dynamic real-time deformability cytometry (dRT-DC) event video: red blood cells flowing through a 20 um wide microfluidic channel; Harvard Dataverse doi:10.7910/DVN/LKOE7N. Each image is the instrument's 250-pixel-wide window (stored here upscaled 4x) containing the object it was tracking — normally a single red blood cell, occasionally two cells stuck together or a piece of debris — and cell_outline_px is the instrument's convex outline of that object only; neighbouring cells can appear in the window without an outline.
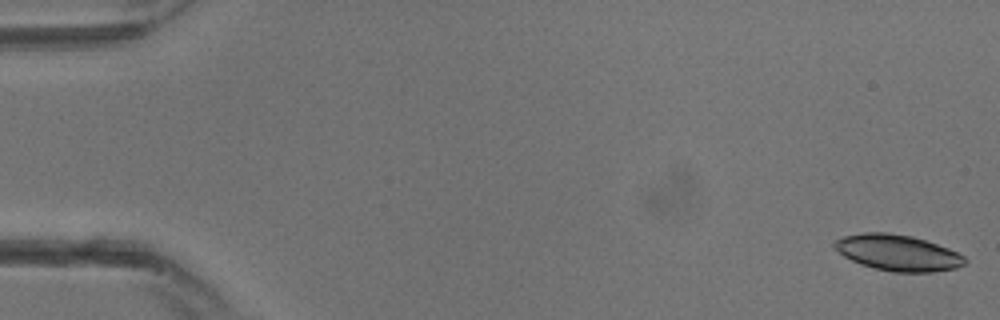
{"species": "common noctule bat (a hibernating species)", "species_latin": "Nyctalus noctula", "temperature_condition": "warm", "stored_images_in_passage": 15, "camera_frame_rate_fps": 3000, "um_per_image_px": 0.085, "animal": {"sex": "male", "body_mass_g": 13.3}, "frame": {"image": 1, "passage_image": 1, "time_ms": 0.0, "image_size_px": [1000, 320], "cell_outline_px": [[964, 264], [952, 268], [928, 272], [896, 272], [876, 268], [852, 260], [844, 256], [832, 244], [836, 240], [848, 236], [868, 232], [880, 232], [908, 236], [924, 240], [948, 248], [964, 256]], "centroid_in_image_um": [76.31, 21.48], "position_along_channel_um": 8.7, "area_um2": 26.3}}
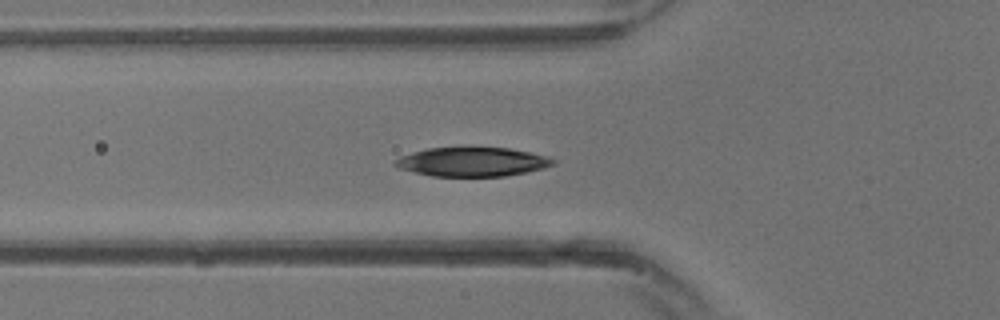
{"frame": {"image": 2, "passage_image": 11, "time_ms": 3.333, "image_size_px": [1000, 320], "cell_outline_px": [[552, 164], [540, 168], [524, 172], [500, 176], [436, 176], [416, 172], [404, 168], [396, 164], [396, 160], [404, 156], [428, 148], [508, 148], [528, 152], [552, 160]], "centroid_in_image_um": [40.13, 13.76], "position_along_channel_um": 85.7, "area_um2": 25.32}}
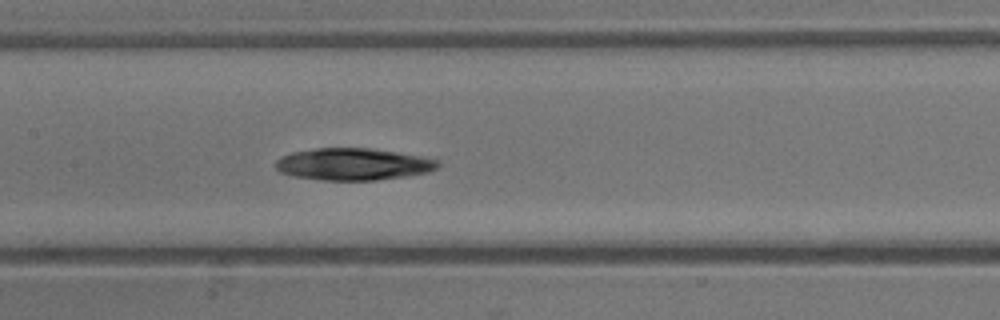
{"frame": {"image": 3, "passage_image": 15, "time_ms": 4.667, "image_size_px": [1000, 320], "cell_outline_px": [[436, 168], [424, 172], [400, 176], [372, 180], [328, 180], [296, 176], [284, 172], [276, 168], [276, 164], [284, 156], [296, 152], [320, 148], [364, 148], [392, 152], [436, 160]], "centroid_in_image_um": [29.97, 13.96], "position_along_channel_um": 177.4, "area_um2": 28.61}}